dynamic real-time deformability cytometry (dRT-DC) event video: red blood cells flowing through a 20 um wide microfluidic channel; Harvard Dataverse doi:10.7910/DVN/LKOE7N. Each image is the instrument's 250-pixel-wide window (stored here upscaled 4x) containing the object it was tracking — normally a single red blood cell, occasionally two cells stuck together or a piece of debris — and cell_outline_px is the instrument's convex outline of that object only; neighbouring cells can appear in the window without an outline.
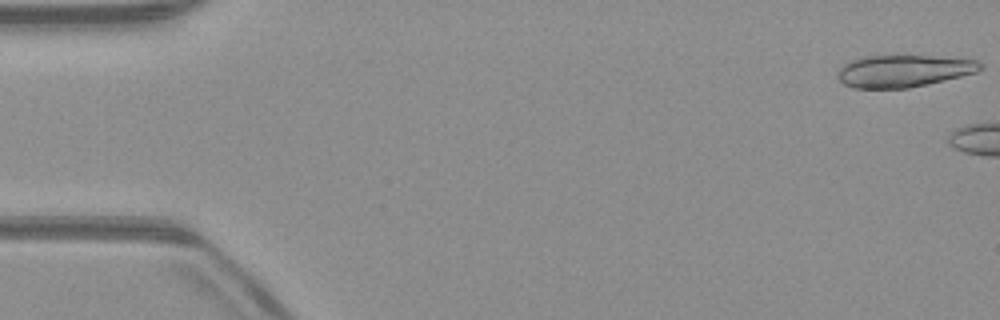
{"species": "common noctule bat (a hibernating species)", "species_latin": "Nyctalus noctula", "temperature_condition": "warm", "stored_images_in_passage": 10, "camera_frame_rate_fps": 3000, "um_per_image_px": 0.085, "animal": {"sex": "male", "body_mass_g": 23.1, "forearm_length_mm": 52.7}, "frame": {"image": 1, "passage_image": 1, "time_ms": 0.0, "image_size_px": [1000, 320], "cell_outline_px": [[984, 68], [976, 72], [944, 80], [908, 88], [852, 88], [844, 84], [836, 76], [840, 68], [844, 64], [852, 60], [864, 56], [896, 52], [976, 60], [984, 64]], "centroid_in_image_um": [76.79, 5.98], "position_along_channel_um": 8.2, "area_um2": 27.63}}